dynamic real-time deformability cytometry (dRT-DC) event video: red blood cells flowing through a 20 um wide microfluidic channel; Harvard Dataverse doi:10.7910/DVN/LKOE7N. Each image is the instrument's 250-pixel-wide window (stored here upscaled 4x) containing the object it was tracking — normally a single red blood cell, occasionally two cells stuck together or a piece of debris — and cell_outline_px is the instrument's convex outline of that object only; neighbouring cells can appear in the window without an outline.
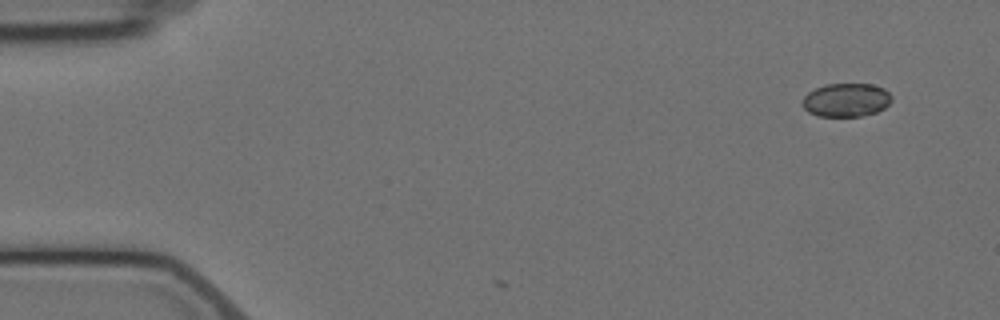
{"species": "Egyptian fruit bat (a non-hibernating species)", "species_latin": "Rousettus aegyptiacus", "temperature_condition": "cold", "stored_images_in_passage": 6, "camera_frame_rate_fps": 3000, "um_per_image_px": 0.085, "animal": {"sex": "female"}, "frame": {"image": 1, "passage_image": 1, "time_ms": 0.0, "image_size_px": [1000, 320], "cell_outline_px": [[892, 100], [884, 108], [876, 112], [860, 116], [816, 116], [808, 112], [804, 108], [804, 96], [808, 92], [824, 84], [872, 84], [884, 88], [892, 96]], "centroid_in_image_um": [71.94, 8.49], "position_along_channel_um": 13.1, "area_um2": 17.4}}
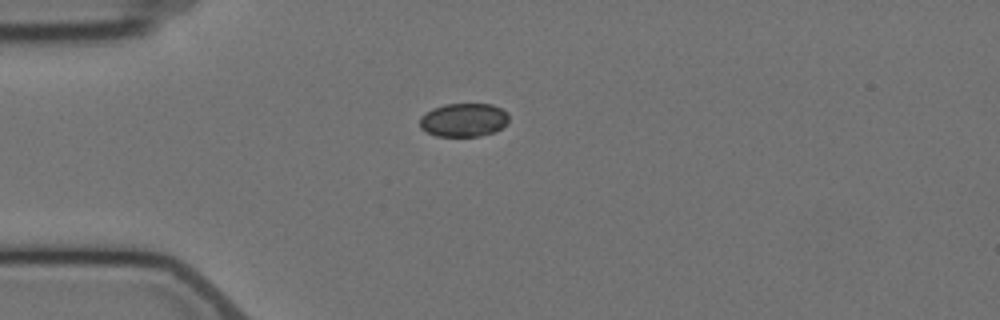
{"frame": {"image": 2, "passage_image": 4, "time_ms": 3.667, "image_size_px": [1000, 320], "cell_outline_px": [[508, 124], [492, 132], [480, 136], [436, 136], [420, 128], [420, 116], [424, 112], [432, 108], [444, 104], [492, 104], [508, 112]], "centroid_in_image_um": [39.4, 10.18], "position_along_channel_um": 45.6, "area_um2": 17.51}}
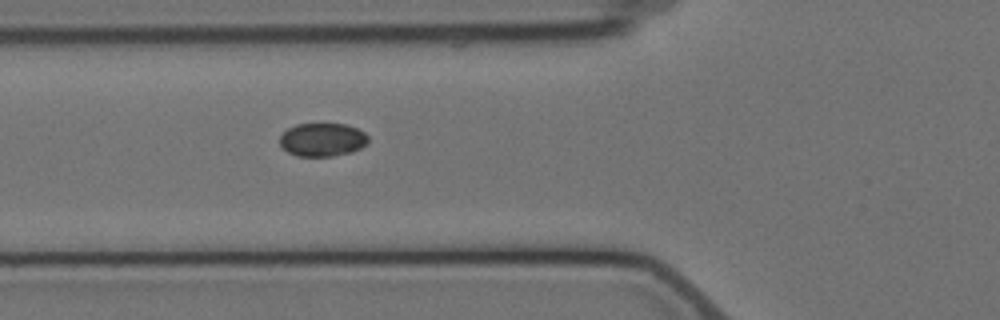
{"frame": {"image": 3, "passage_image": 6, "time_ms": 5.667, "image_size_px": [1000, 320], "cell_outline_px": [[368, 144], [352, 152], [332, 156], [296, 156], [288, 152], [280, 144], [280, 136], [288, 128], [296, 124], [344, 124], [356, 128], [364, 132], [368, 136]], "centroid_in_image_um": [27.42, 11.88], "position_along_channel_um": 98.4, "area_um2": 17.17}}